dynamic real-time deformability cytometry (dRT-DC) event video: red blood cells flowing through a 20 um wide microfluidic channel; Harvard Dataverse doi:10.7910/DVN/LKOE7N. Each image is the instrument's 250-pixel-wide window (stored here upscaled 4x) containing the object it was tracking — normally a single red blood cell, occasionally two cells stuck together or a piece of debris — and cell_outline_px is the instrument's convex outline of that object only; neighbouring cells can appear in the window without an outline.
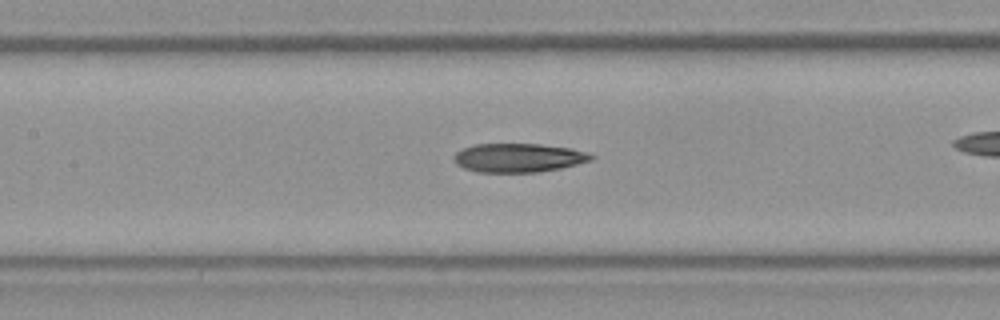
{"species": "Egyptian fruit bat (a non-hibernating species)", "species_latin": "Rousettus aegyptiacus", "temperature_condition": "room temperature", "stored_images_in_passage": 28, "camera_frame_rate_fps": 3000, "um_per_image_px": 0.085, "frame": {"image": 1, "passage_image": 9, "time_ms": 2.667, "image_size_px": [1000, 320], "cell_outline_px": [[596, 156], [592, 160], [560, 168], [536, 172], [476, 172], [464, 168], [456, 164], [452, 160], [452, 156], [456, 152], [464, 148], [476, 144], [540, 144], [572, 148], [588, 152]], "centroid_in_image_um": [44.06, 13.41], "position_along_channel_um": 163.3, "area_um2": 23.18}}